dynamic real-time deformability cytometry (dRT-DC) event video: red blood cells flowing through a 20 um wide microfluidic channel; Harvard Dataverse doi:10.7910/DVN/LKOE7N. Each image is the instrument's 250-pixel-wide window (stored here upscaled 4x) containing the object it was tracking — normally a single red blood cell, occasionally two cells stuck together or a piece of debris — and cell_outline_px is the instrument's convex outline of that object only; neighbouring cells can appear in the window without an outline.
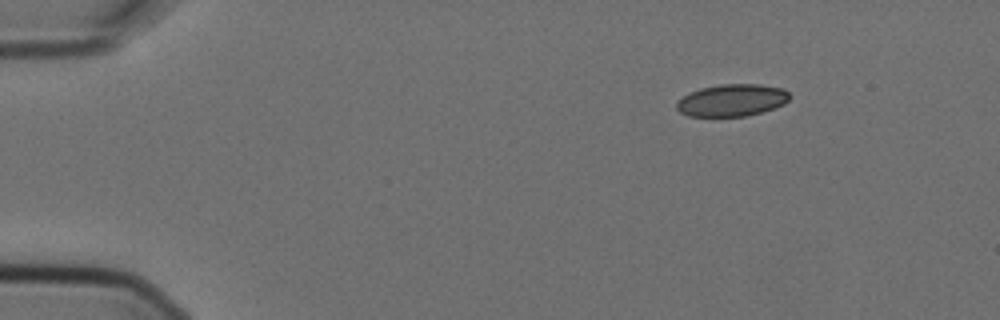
{"species": "Egyptian fruit bat (a non-hibernating species)", "species_latin": "Rousettus aegyptiacus", "temperature_condition": "cold", "stored_images_in_passage": 6, "segment_of_instrument_passage": [2, 2], "camera_frame_rate_fps": 3000, "um_per_image_px": 0.085, "animal": {"sex": "female"}, "frame": {"image": 1, "passage_image": 6, "time_ms": 1.667, "image_size_px": [1000, 320], "cell_outline_px": [[792, 96], [784, 104], [748, 116], [688, 116], [680, 112], [676, 108], [676, 104], [684, 96], [700, 88], [720, 84], [760, 84], [784, 88]], "centroid_in_image_um": [62.25, 8.51], "position_along_channel_um": 22.8, "area_um2": 21.1}}